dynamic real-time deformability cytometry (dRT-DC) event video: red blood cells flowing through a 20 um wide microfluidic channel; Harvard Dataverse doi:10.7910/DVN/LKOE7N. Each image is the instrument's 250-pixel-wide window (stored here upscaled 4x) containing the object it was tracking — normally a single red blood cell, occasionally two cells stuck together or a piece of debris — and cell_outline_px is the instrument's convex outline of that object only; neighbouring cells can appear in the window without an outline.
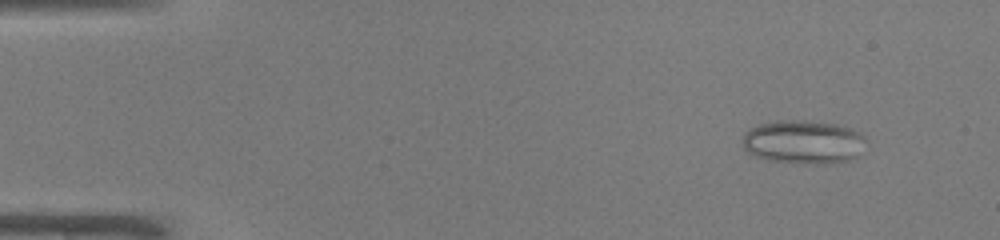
{"species": "common noctule bat (a hibernating species)", "species_latin": "Nyctalus noctula", "temperature_condition": "warm", "stored_images_in_passage": 48, "camera_frame_rate_fps": 3000, "um_per_image_px": 0.085, "animal": {"sex": "male", "body_mass_g": 19.0, "forearm_length_mm": 50.8}, "frame": {"image": 1, "passage_image": 3, "time_ms": 0.667, "image_size_px": [1000, 240], "cell_outline_px": [[868, 140], [856, 156], [848, 160], [824, 164], [804, 164], [768, 160], [756, 156], [748, 152], [744, 148], [744, 132], [748, 128], [760, 124], [776, 120], [804, 120], [836, 124], [852, 128], [860, 132]], "centroid_in_image_um": [68.3, 12.06], "position_along_channel_um": 16.7, "area_um2": 31.62}}
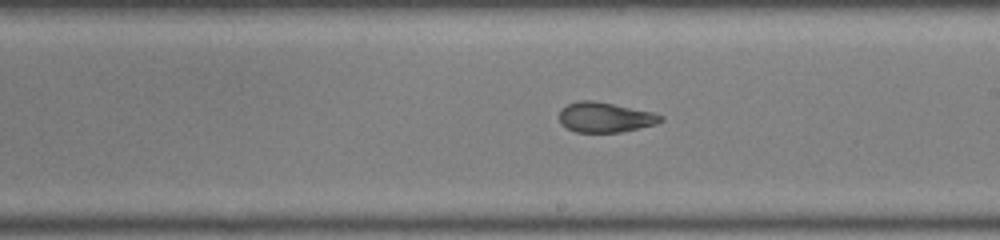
{"frame": {"image": 2, "passage_image": 27, "time_ms": 8.667, "image_size_px": [1000, 240], "cell_outline_px": [[664, 120], [656, 124], [620, 132], [576, 132], [560, 124], [560, 108], [568, 104], [580, 100], [592, 100], [652, 112], [664, 116]], "centroid_in_image_um": [51.42, 9.97], "position_along_channel_um": 237.6, "area_um2": 17.63}}
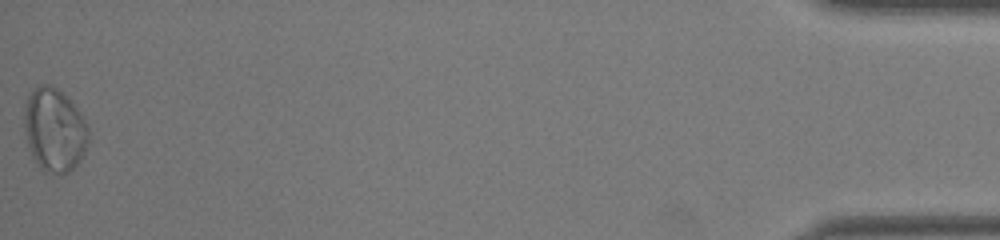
{"frame": {"image": 3, "passage_image": 48, "time_ms": 15.667, "image_size_px": [1000, 240], "cell_outline_px": [[88, 144], [80, 160], [68, 172], [44, 172], [40, 168], [32, 156], [28, 144], [24, 128], [24, 108], [28, 96], [32, 88], [40, 84], [52, 84], [76, 108], [84, 120], [88, 128]], "centroid_in_image_um": [4.59, 11.03], "position_along_channel_um": 430.6, "area_um2": 30.87}, "authors_computed_cell_mechanics": {"area_um2": 23.0333, "velocity_mm_per_s": 4.0826, "shape_relaxation_time_tau1_ms": null, "shape_relaxation_time_tau2_ms": 1.4948, "deformation_change_tau1": null, "deformation_change_tau2": 0.0793}}